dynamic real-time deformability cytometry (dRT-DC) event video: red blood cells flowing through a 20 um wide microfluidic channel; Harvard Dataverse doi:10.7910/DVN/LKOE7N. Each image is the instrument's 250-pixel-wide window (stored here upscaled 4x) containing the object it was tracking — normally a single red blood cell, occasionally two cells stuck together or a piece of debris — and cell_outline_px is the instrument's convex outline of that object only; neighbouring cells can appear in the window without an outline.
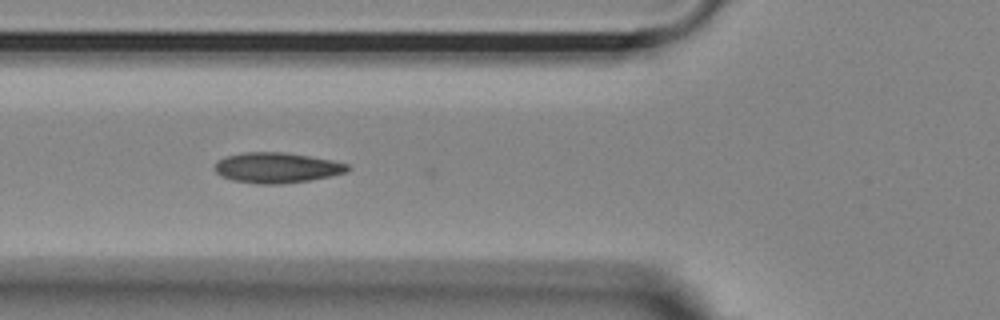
{"species": "Egyptian fruit bat (a non-hibernating species)", "species_latin": "Rousettus aegyptiacus", "temperature_condition": "room temperature", "stored_images_in_passage": 12, "camera_frame_rate_fps": 3000, "um_per_image_px": 0.085, "animal": {"sex": "female"}, "frame": {"image": 1, "passage_image": 10, "time_ms": 3.0, "image_size_px": [1000, 320], "cell_outline_px": [[352, 168], [348, 172], [332, 176], [308, 180], [280, 184], [256, 184], [232, 180], [220, 176], [212, 168], [216, 160], [224, 156], [244, 152], [284, 152], [332, 160], [348, 164]], "centroid_in_image_um": [23.49, 14.25], "position_along_channel_um": 102.3, "area_um2": 23.87}}